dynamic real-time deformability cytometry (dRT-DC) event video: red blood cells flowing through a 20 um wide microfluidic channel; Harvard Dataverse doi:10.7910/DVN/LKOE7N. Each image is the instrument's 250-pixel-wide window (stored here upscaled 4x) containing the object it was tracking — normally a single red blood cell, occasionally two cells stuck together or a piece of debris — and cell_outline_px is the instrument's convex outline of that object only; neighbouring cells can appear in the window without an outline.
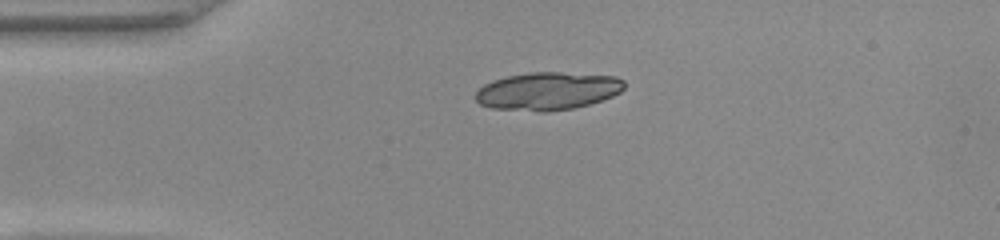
{"species": "common noctule bat (a hibernating species)", "species_latin": "Nyctalus noctula", "temperature_condition": "warm", "stored_images_in_passage": 39, "camera_frame_rate_fps": 3000, "um_per_image_px": 0.085, "animal": {"sex": "female", "body_mass_g": 22.0, "forearm_length_mm": 56.7}, "frame": {"image": 1, "passage_image": 1, "time_ms": 0.0, "image_size_px": [1000, 240], "cell_outline_px": [[624, 88], [620, 92], [612, 96], [588, 104], [572, 108], [548, 112], [540, 112], [492, 108], [480, 104], [476, 100], [476, 92], [484, 84], [492, 80], [508, 76], [532, 72], [560, 72], [616, 76], [624, 80]], "centroid_in_image_um": [46.55, 7.74], "position_along_channel_um": 38.5, "area_um2": 32.77}}